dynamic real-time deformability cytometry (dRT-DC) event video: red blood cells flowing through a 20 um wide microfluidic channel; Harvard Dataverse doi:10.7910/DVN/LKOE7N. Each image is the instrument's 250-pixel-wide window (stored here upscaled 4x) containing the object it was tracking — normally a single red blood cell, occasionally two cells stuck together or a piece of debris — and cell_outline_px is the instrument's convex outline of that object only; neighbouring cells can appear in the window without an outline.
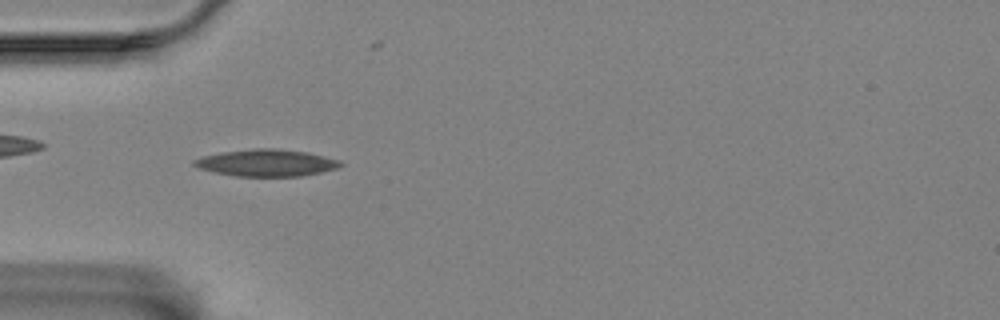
{"species": "Egyptian fruit bat (a non-hibernating species)", "species_latin": "Rousettus aegyptiacus", "temperature_condition": "room temperature", "stored_images_in_passage": 43, "camera_frame_rate_fps": 3000, "um_per_image_px": 0.085, "animal": {"sex": "female"}, "frame": {"image": 1, "passage_image": 4, "time_ms": 1.0, "image_size_px": [1000, 320], "cell_outline_px": [[344, 164], [336, 168], [320, 172], [300, 176], [236, 176], [216, 172], [200, 168], [192, 164], [192, 160], [204, 156], [220, 152], [252, 148], [272, 148], [308, 152], [340, 160]], "centroid_in_image_um": [22.65, 13.83], "position_along_channel_um": 62.4, "area_um2": 22.83}}
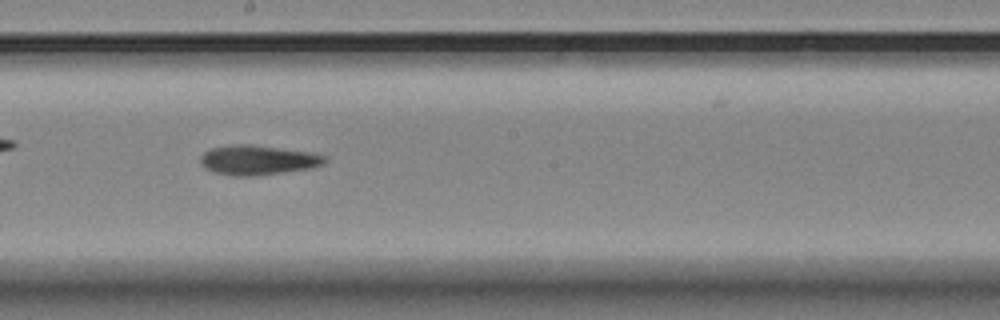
{"frame": {"image": 2, "passage_image": 18, "time_ms": 5.667, "image_size_px": [1000, 320], "cell_outline_px": [[328, 160], [324, 164], [308, 168], [256, 176], [232, 176], [216, 172], [204, 168], [200, 164], [200, 156], [204, 152], [212, 148], [232, 144], [252, 144], [316, 152], [328, 156]], "centroid_in_image_um": [21.95, 13.59], "position_along_channel_um": 226.3, "area_um2": 21.85}}
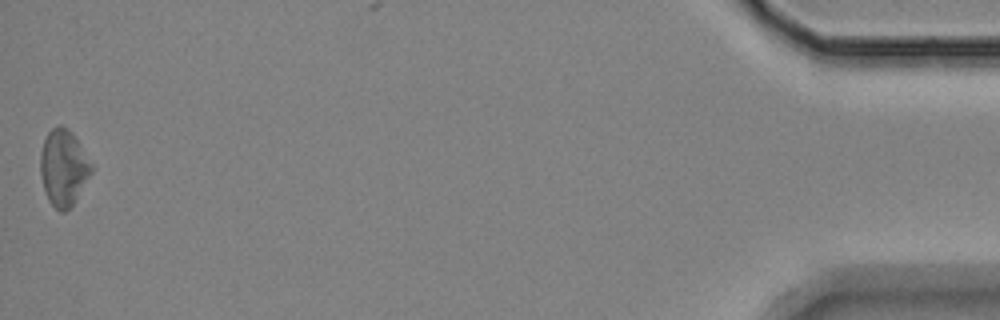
{"frame": {"image": 3, "passage_image": 43, "time_ms": 14.0, "image_size_px": [1000, 320], "cell_outline_px": [[92, 172], [72, 204], [64, 212], [60, 212], [48, 200], [44, 188], [40, 172], [40, 152], [44, 140], [48, 132], [52, 128], [60, 124], [68, 128], [72, 132], [92, 164]], "centroid_in_image_um": [5.38, 14.22], "position_along_channel_um": 429.8, "area_um2": 22.37}}